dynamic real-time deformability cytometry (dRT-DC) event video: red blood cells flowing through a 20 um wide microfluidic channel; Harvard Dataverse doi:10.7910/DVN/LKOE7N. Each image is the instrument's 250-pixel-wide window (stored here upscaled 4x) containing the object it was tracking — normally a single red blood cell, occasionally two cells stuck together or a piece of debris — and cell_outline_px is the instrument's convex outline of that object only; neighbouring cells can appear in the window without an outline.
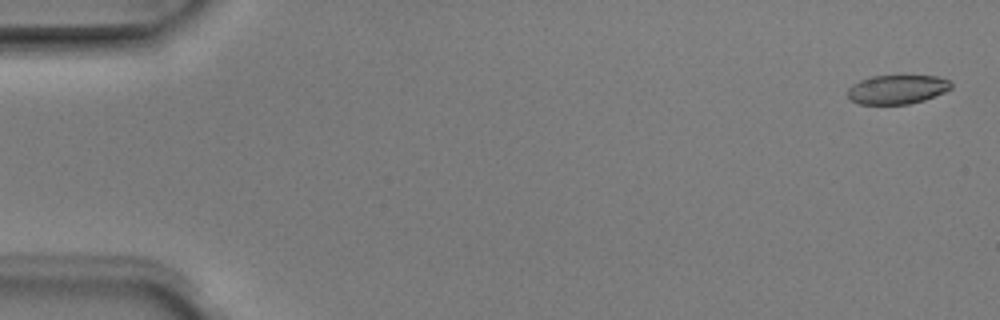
{"species": "Egyptian fruit bat (a non-hibernating species)", "species_latin": "Rousettus aegyptiacus", "temperature_condition": "room temperature", "stored_images_in_passage": 6, "camera_frame_rate_fps": 3000, "um_per_image_px": 0.085, "animal": {"sex": "male"}, "frame": {"image": 1, "passage_image": 1, "time_ms": 0.0, "image_size_px": [1000, 320], "cell_outline_px": [[952, 88], [944, 92], [924, 100], [908, 104], [860, 104], [852, 100], [848, 96], [848, 88], [852, 84], [860, 80], [872, 76], [936, 76], [948, 80], [952, 84]], "centroid_in_image_um": [76.25, 7.6], "position_along_channel_um": 8.7, "area_um2": 17.4}}